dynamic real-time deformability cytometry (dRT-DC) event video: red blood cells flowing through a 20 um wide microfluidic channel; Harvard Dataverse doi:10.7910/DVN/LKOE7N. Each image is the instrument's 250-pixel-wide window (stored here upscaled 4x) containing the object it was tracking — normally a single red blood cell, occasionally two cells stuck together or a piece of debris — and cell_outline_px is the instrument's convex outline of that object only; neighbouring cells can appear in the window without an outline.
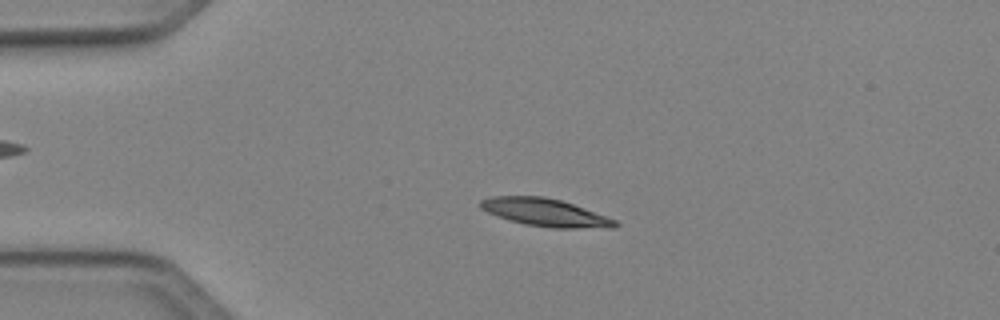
{"species": "Egyptian fruit bat (a non-hibernating species)", "species_latin": "Rousettus aegyptiacus", "temperature_condition": "cold", "stored_images_in_passage": 44, "camera_frame_rate_fps": 3000, "um_per_image_px": 0.085, "animal": {"sex": "female"}, "frame": {"image": 1, "passage_image": 6, "time_ms": 1.667, "image_size_px": [1000, 320], "cell_outline_px": [[620, 224], [616, 228], [552, 228], [524, 224], [508, 220], [488, 212], [480, 208], [480, 200], [492, 196], [544, 196], [560, 200], [572, 204], [616, 220]], "centroid_in_image_um": [46.34, 18.07], "position_along_channel_um": 38.7, "area_um2": 21.68}}
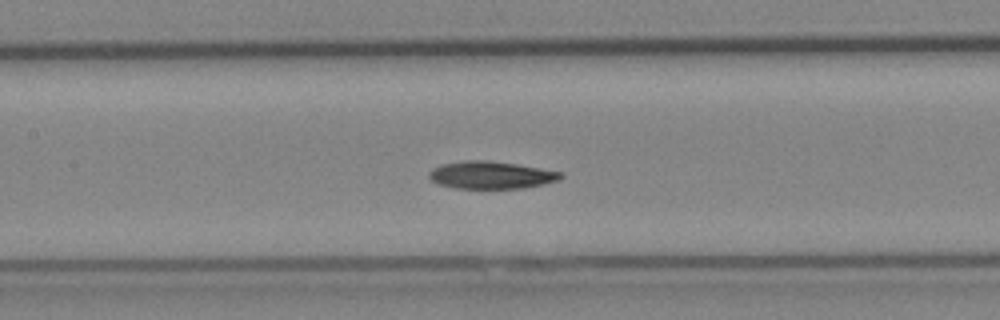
{"frame": {"image": 2, "passage_image": 18, "time_ms": 5.667, "image_size_px": [1000, 320], "cell_outline_px": [[564, 176], [556, 180], [544, 184], [520, 188], [452, 188], [440, 184], [432, 180], [428, 176], [428, 172], [444, 164], [464, 160], [488, 160], [516, 164], [564, 172]], "centroid_in_image_um": [41.76, 14.87], "position_along_channel_um": 165.6, "area_um2": 20.87}}
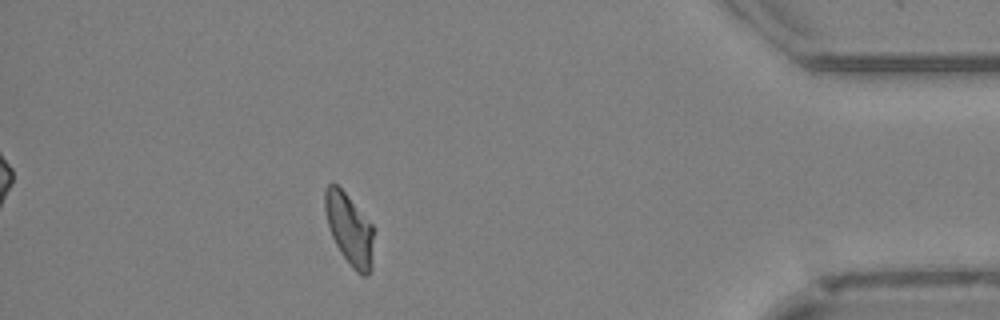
{"frame": {"image": 3, "passage_image": 39, "time_ms": 12.667, "image_size_px": [1000, 320], "cell_outline_px": [[372, 268], [364, 276], [360, 276], [352, 268], [340, 252], [332, 236], [328, 224], [324, 208], [324, 188], [328, 184], [336, 184], [344, 192], [372, 224]], "centroid_in_image_um": [29.67, 19.48], "position_along_channel_um": 405.5, "area_um2": 20.0}, "authors_computed_cell_mechanics": {"area_um2": 21.0103, "velocity_mm_per_s": 4.0673, "shape_relaxation_time_tau1_ms": 7.493, "shape_relaxation_time_tau2_ms": 6.1987, "deformation_change_tau1": 0.1906, "deformation_change_tau2": 0.1304}}